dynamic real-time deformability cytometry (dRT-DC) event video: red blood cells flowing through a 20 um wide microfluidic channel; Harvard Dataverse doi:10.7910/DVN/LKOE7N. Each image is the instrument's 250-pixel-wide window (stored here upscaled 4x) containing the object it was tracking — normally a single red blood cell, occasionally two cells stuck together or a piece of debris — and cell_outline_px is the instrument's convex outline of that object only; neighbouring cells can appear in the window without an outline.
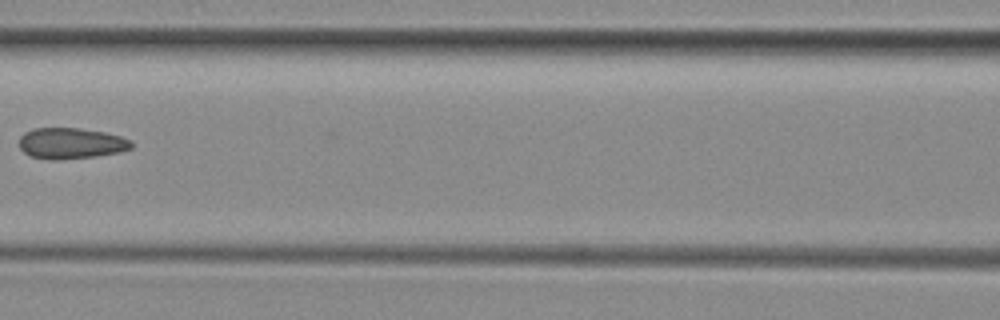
{"species": "common noctule bat (a hibernating species)", "species_latin": "Nyctalus noctula", "temperature_condition": "room temperature", "stored_images_in_passage": 4, "camera_frame_rate_fps": 3000, "um_per_image_px": 0.085, "animal": {"sex": "female", "body_mass_g": 29.2, "forearm_length_mm": 56.3}, "frame": {"image": 1, "passage_image": 4, "time_ms": 3.333, "image_size_px": [1000, 320], "cell_outline_px": [[132, 148], [120, 152], [96, 156], [56, 160], [48, 160], [32, 156], [24, 152], [20, 148], [20, 136], [24, 132], [32, 128], [76, 128], [104, 132], [120, 136], [128, 140], [132, 144]], "centroid_in_image_um": [6.0, 12.18], "position_along_channel_um": 160.6, "area_um2": 20.17}}